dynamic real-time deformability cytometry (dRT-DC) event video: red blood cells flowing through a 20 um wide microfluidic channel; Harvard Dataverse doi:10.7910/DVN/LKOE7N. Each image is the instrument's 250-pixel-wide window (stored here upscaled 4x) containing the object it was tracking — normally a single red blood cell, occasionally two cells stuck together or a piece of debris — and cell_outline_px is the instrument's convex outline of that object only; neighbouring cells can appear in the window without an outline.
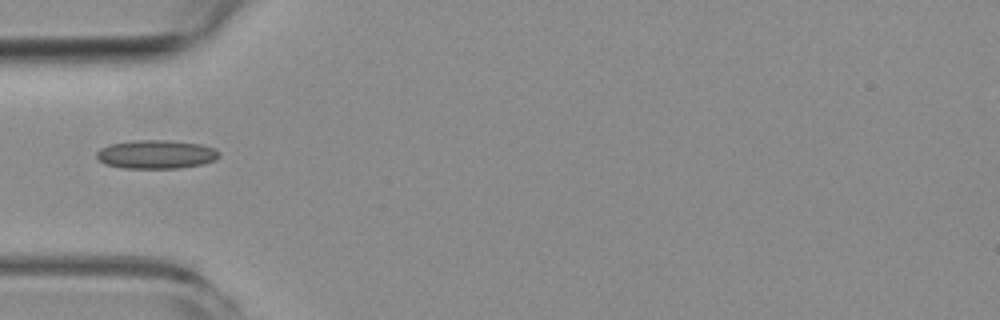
{"species": "common noctule bat (a hibernating species)", "species_latin": "Nyctalus noctula", "temperature_condition": "room temperature", "stored_images_in_passage": 4, "camera_frame_rate_fps": 3000, "um_per_image_px": 0.085, "animal": {"sex": "female", "body_mass_g": 19.3, "forearm_length_mm": 54.1}, "frame": {"image": 1, "passage_image": 1, "time_ms": 0.0, "image_size_px": [1000, 320], "cell_outline_px": [[220, 156], [216, 160], [204, 164], [180, 168], [124, 168], [104, 164], [96, 156], [96, 152], [100, 148], [108, 144], [132, 140], [168, 140], [200, 144], [216, 148], [220, 152]], "centroid_in_image_um": [13.29, 13.11], "position_along_channel_um": 71.7, "area_um2": 20.75}}
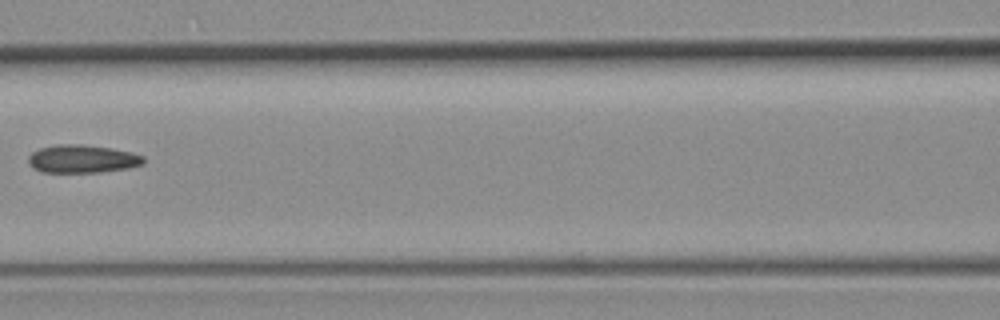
{"frame": {"image": 2, "passage_image": 3, "time_ms": 2.333, "image_size_px": [1000, 320], "cell_outline_px": [[144, 164], [128, 168], [100, 172], [40, 172], [32, 168], [28, 164], [28, 156], [32, 152], [40, 148], [56, 144], [84, 144], [112, 148], [132, 152], [144, 156]], "centroid_in_image_um": [6.98, 13.5], "position_along_channel_um": 159.6, "area_um2": 19.07}}
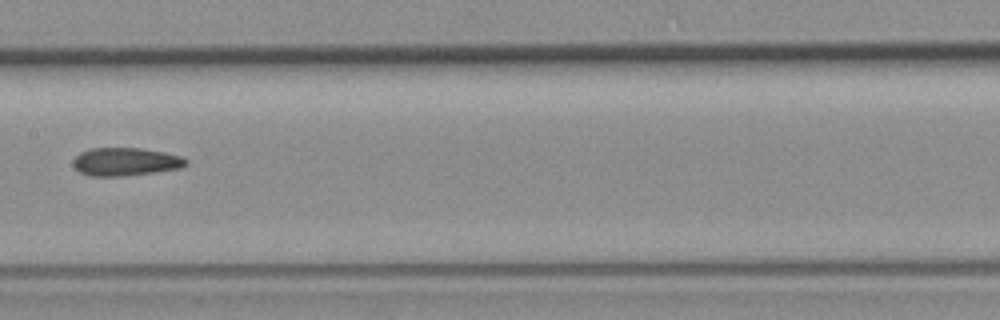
{"frame": {"image": 3, "passage_image": 4, "time_ms": 3.333, "image_size_px": [1000, 320], "cell_outline_px": [[188, 164], [180, 168], [156, 172], [120, 176], [88, 176], [80, 172], [72, 164], [72, 160], [80, 152], [88, 148], [140, 148], [164, 152], [180, 156], [188, 160]], "centroid_in_image_um": [10.65, 13.74], "position_along_channel_um": 196.8, "area_um2": 18.55}}